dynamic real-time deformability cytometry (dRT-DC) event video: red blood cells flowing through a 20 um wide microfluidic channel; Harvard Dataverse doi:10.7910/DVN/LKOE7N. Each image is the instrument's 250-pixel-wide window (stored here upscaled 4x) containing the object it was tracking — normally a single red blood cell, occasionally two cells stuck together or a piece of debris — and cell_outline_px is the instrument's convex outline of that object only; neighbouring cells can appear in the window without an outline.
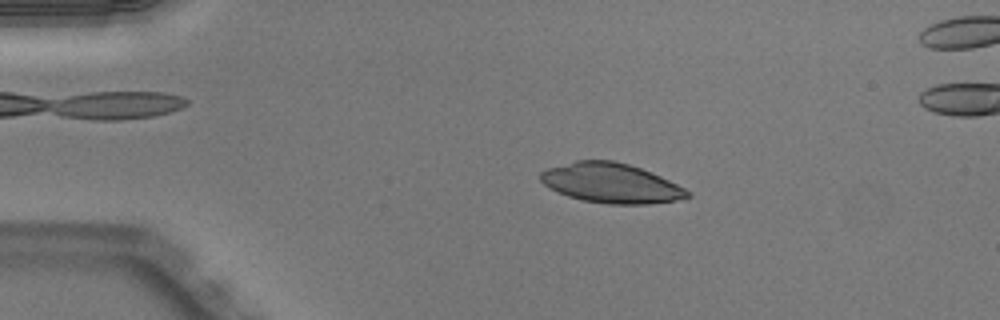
{"species": "Egyptian fruit bat (a non-hibernating species)", "species_latin": "Rousettus aegyptiacus", "temperature_condition": "warm", "stored_images_in_passage": 42, "camera_frame_rate_fps": 3000, "um_per_image_px": 0.085, "animal": {"sex": "male"}, "frame": {"image": 1, "passage_image": 1, "time_ms": 0.0, "image_size_px": [1000, 320], "cell_outline_px": [[692, 196], [672, 200], [648, 204], [608, 204], [584, 200], [568, 196], [544, 184], [540, 180], [540, 172], [548, 168], [576, 160], [612, 160], [628, 164], [640, 168], [660, 176], [684, 188]], "centroid_in_image_um": [51.91, 15.55], "position_along_channel_um": 33.1, "area_um2": 33.47}}
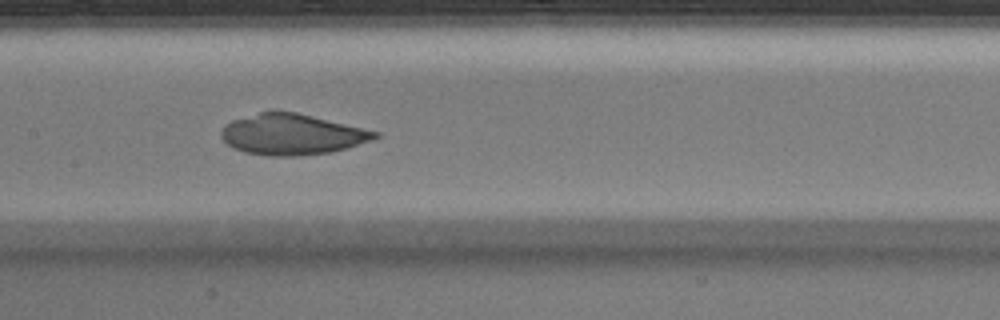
{"frame": {"image": 2, "passage_image": 16, "time_ms": 5.0, "image_size_px": [1000, 320], "cell_outline_px": [[380, 136], [372, 140], [332, 152], [296, 156], [268, 156], [244, 152], [232, 148], [220, 136], [220, 132], [224, 124], [232, 120], [260, 112], [296, 112], [380, 132]], "centroid_in_image_um": [24.8, 11.43], "position_along_channel_um": 182.6, "area_um2": 36.41}}
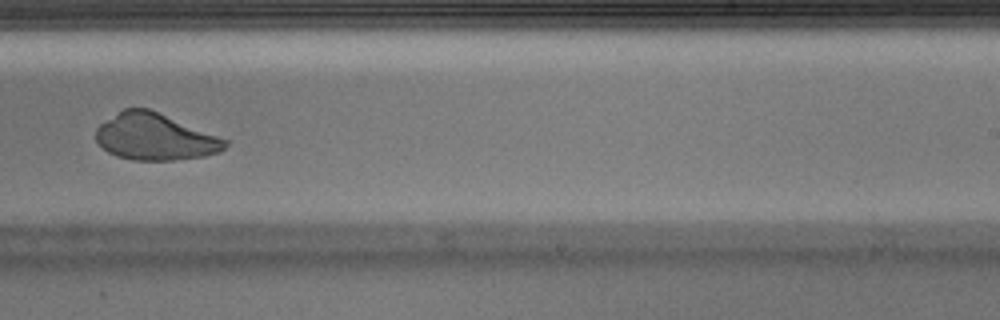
{"frame": {"image": 3, "passage_image": 23, "time_ms": 7.333, "image_size_px": [1000, 320], "cell_outline_px": [[228, 144], [220, 152], [204, 156], [172, 160], [132, 160], [116, 156], [108, 152], [96, 140], [96, 128], [100, 124], [124, 108], [148, 108], [228, 140]], "centroid_in_image_um": [13.16, 11.64], "position_along_channel_um": 275.8, "area_um2": 34.8}}